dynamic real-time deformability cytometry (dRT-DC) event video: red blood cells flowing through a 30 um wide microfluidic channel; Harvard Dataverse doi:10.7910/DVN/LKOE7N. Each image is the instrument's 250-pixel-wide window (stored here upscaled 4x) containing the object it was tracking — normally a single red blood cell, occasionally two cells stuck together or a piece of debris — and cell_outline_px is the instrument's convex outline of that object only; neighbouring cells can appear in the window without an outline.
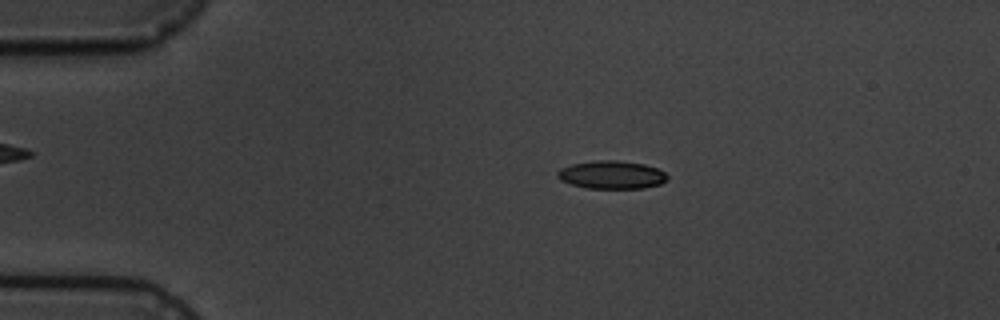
{"species": "common noctule bat (a hibernating species)", "species_latin": "Nyctalus noctula", "temperature_condition": "cold", "stored_images_in_passage": 7, "camera_frame_rate_fps": 3000, "um_per_image_px": 0.085, "animal": {"sex": "male", "body_mass_g": 19.5, "forearm_length_mm": 54.6}, "frame": {"image": 1, "passage_image": 3, "time_ms": 2.333, "image_size_px": [1000, 320], "cell_outline_px": [[668, 180], [660, 184], [644, 188], [584, 188], [560, 180], [556, 176], [556, 172], [560, 168], [572, 164], [600, 160], [616, 160], [644, 164], [656, 168], [664, 172], [668, 176]], "centroid_in_image_um": [51.98, 14.86], "position_along_channel_um": 33.0, "area_um2": 17.98}}
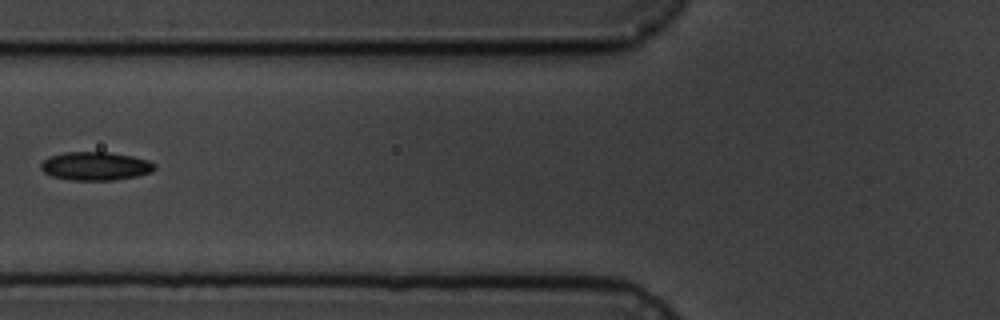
{"frame": {"image": 2, "passage_image": 6, "time_ms": 6.0, "image_size_px": [1000, 320], "cell_outline_px": [[156, 168], [152, 172], [136, 176], [116, 180], [68, 180], [52, 176], [44, 172], [40, 168], [40, 164], [44, 160], [52, 156], [64, 152], [108, 152], [132, 156], [148, 160], [156, 164]], "centroid_in_image_um": [8.13, 14.12], "position_along_channel_um": 117.7, "area_um2": 18.9}}
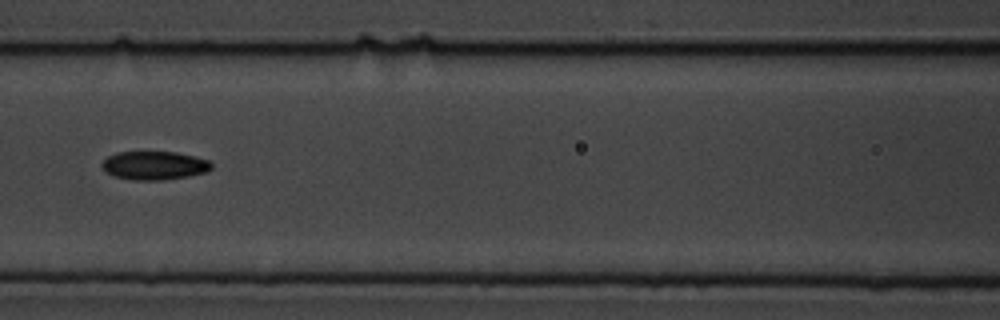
{"frame": {"image": 3, "passage_image": 7, "time_ms": 7.0, "image_size_px": [1000, 320], "cell_outline_px": [[212, 168], [204, 172], [188, 176], [160, 180], [132, 180], [112, 176], [104, 172], [100, 164], [108, 156], [116, 152], [176, 152], [208, 160], [212, 164]], "centroid_in_image_um": [13.05, 14.07], "position_along_channel_um": 153.6, "area_um2": 18.21}}